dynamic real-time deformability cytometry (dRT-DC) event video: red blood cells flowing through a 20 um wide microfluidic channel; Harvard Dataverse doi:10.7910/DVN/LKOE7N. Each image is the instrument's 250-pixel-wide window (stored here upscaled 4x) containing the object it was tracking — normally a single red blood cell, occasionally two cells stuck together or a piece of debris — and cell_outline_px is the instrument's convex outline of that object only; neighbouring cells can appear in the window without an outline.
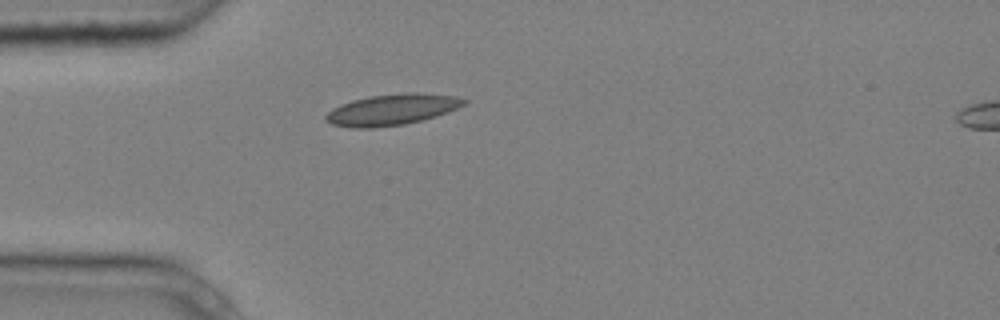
{"species": "common noctule bat (a hibernating species)", "species_latin": "Nyctalus noctula", "temperature_condition": "cold", "stored_images_in_passage": 2, "segment_of_instrument_passage": [1, 2], "camera_frame_rate_fps": 3000, "um_per_image_px": 0.085, "animal": {"sex": "male", "body_mass_g": 20.4}, "frame": {"image": 1, "passage_image": 1, "time_ms": 0.0, "image_size_px": [1000, 320], "cell_outline_px": [[468, 100], [464, 104], [448, 112], [436, 116], [404, 124], [372, 128], [352, 128], [332, 124], [324, 120], [324, 116], [332, 108], [340, 104], [352, 100], [368, 96], [408, 92], [416, 92], [456, 96]], "centroid_in_image_um": [33.28, 9.31], "position_along_channel_um": 51.7, "area_um2": 25.03}}